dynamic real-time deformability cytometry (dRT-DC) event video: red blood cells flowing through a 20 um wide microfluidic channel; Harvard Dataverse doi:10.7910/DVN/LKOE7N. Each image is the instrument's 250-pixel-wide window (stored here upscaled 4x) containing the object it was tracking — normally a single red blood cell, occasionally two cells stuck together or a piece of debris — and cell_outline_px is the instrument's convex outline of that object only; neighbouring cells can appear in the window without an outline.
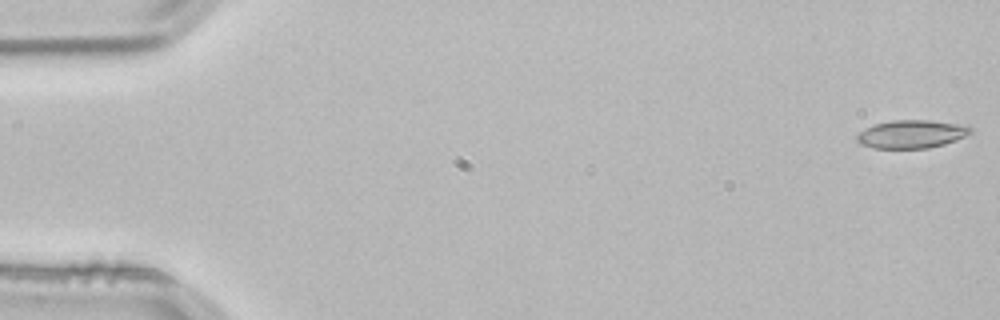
{"species": "common noctule bat (a hibernating species)", "species_latin": "Nyctalus noctula", "temperature_condition": "room temperature", "stored_images_in_passage": 53, "camera_frame_rate_fps": 3000, "um_per_image_px": 0.085, "animal": {"sex": "male", "body_mass_g": 21.5, "forearm_length_mm": 52.0}, "frame": {"image": 1, "passage_image": 1, "time_ms": 0.0, "image_size_px": [1000, 320], "cell_outline_px": [[972, 132], [956, 140], [944, 144], [928, 148], [872, 148], [860, 144], [856, 140], [856, 136], [864, 128], [876, 124], [892, 120], [928, 120], [968, 124], [972, 128]], "centroid_in_image_um": [77.5, 11.39], "position_along_channel_um": 7.5, "area_um2": 18.79}}
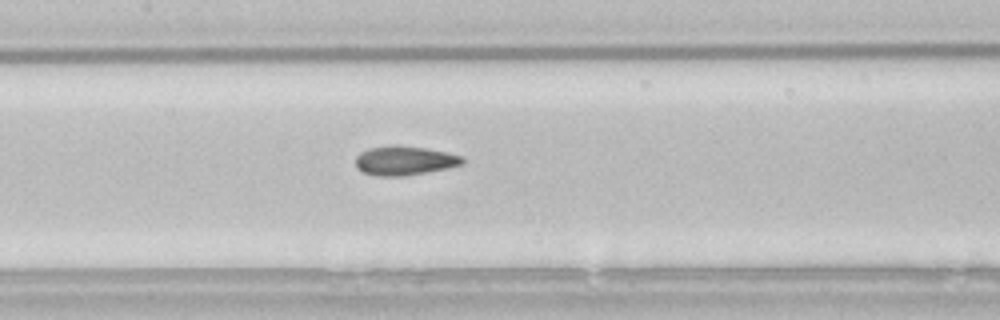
{"frame": {"image": 2, "passage_image": 25, "time_ms": 8.0, "image_size_px": [1000, 320], "cell_outline_px": [[464, 164], [404, 176], [376, 176], [364, 172], [356, 168], [356, 156], [360, 152], [368, 148], [424, 148], [448, 152], [460, 156], [464, 160]], "centroid_in_image_um": [34.37, 13.69], "position_along_channel_um": 173.0, "area_um2": 17.28}}
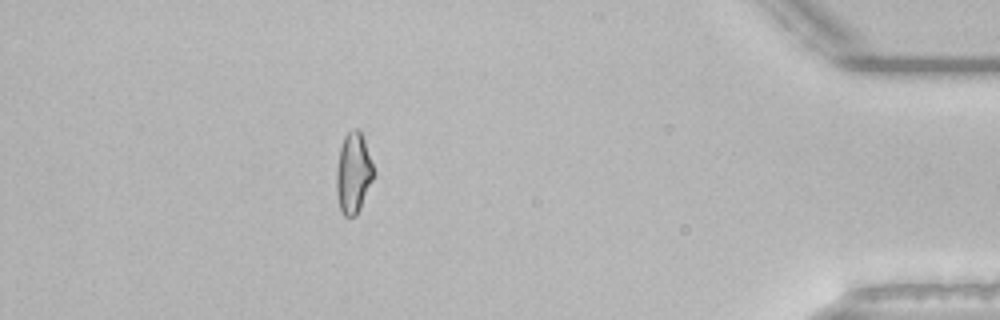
{"frame": {"image": 3, "passage_image": 47, "time_ms": 15.333, "image_size_px": [1000, 320], "cell_outline_px": [[376, 172], [360, 208], [356, 216], [344, 216], [340, 208], [336, 192], [336, 168], [340, 148], [344, 136], [352, 128], [356, 128], [360, 132], [364, 140]], "centroid_in_image_um": [30.03, 14.7], "position_along_channel_um": 405.2, "area_um2": 17.51}, "authors_computed_cell_mechanics": {"area_um2": 17.9758, "velocity_mm_per_s": 3.8424, "shape_relaxation_time_tau1_ms": null, "shape_relaxation_time_tau2_ms": 2.0845, "deformation_change_tau1": null, "deformation_change_tau2": 0.0702}}